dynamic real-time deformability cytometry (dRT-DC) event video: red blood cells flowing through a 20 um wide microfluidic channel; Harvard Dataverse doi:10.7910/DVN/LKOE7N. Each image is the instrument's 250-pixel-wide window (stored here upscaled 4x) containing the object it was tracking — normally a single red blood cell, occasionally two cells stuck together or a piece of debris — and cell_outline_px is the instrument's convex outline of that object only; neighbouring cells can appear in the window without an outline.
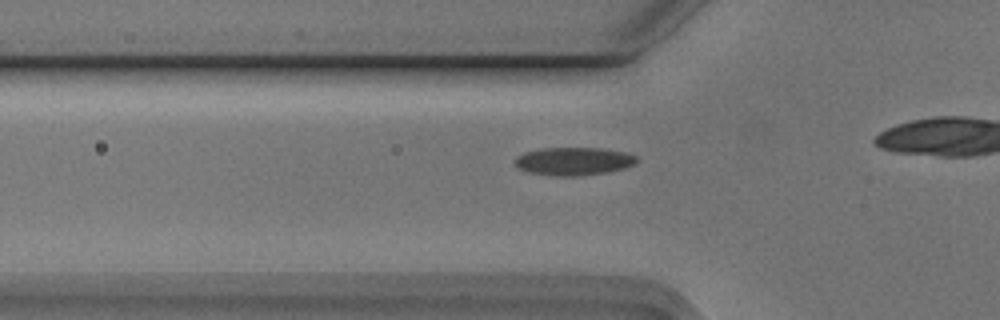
{"species": "Egyptian fruit bat (a non-hibernating species)", "species_latin": "Rousettus aegyptiacus", "temperature_condition": "cold", "stored_images_in_passage": 10, "camera_frame_rate_fps": 3000, "um_per_image_px": 0.085, "animal": {"sex": "male"}, "frame": {"image": 1, "passage_image": 4, "time_ms": 1.0, "image_size_px": [1000, 320], "cell_outline_px": [[640, 160], [624, 168], [608, 172], [580, 176], [556, 176], [528, 172], [520, 168], [516, 164], [516, 156], [524, 152], [540, 148], [600, 148], [624, 152], [636, 156]], "centroid_in_image_um": [48.76, 13.7], "position_along_channel_um": 77.0, "area_um2": 19.83}}
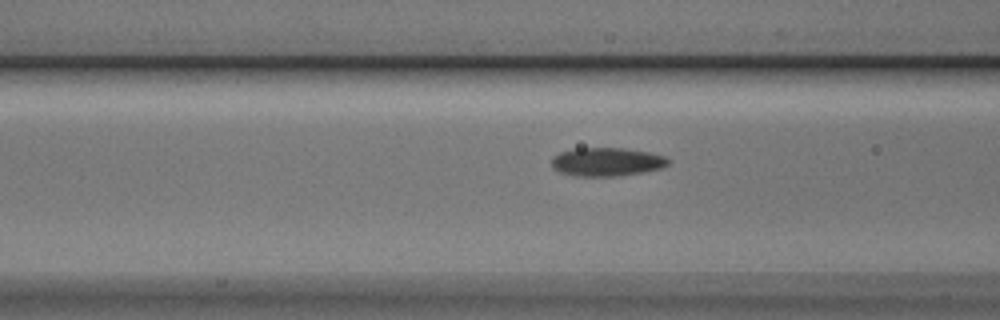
{"frame": {"image": 2, "passage_image": 7, "time_ms": 2.0, "image_size_px": [1000, 320], "cell_outline_px": [[672, 160], [664, 168], [644, 172], [616, 176], [576, 176], [560, 172], [552, 168], [552, 156], [560, 152], [576, 148], [624, 148], [648, 152], [664, 156]], "centroid_in_image_um": [51.59, 13.76], "position_along_channel_um": 115.0, "area_um2": 19.54}}